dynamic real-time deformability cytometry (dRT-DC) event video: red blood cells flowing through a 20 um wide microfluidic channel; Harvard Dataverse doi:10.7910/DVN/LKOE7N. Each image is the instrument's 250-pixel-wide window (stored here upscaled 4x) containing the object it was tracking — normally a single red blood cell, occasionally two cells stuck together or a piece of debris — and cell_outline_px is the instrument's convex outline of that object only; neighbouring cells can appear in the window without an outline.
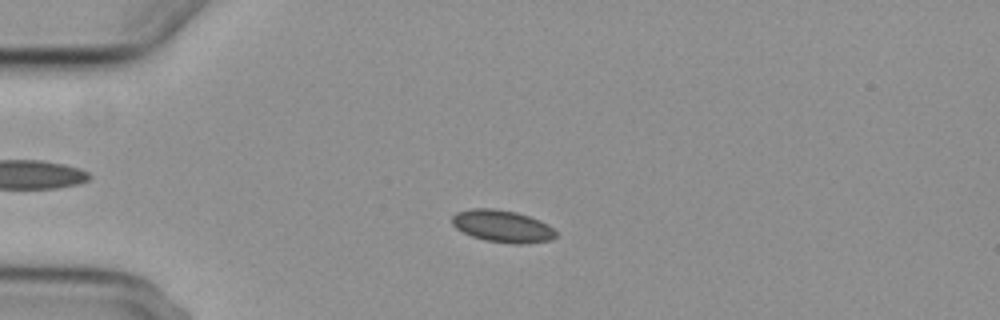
{"species": "common noctule bat (a hibernating species)", "species_latin": "Nyctalus noctula", "temperature_condition": "cold", "stored_images_in_passage": 3, "camera_frame_rate_fps": 3000, "um_per_image_px": 0.085, "animal": {"sex": "female", "body_mass_g": 29.2, "forearm_length_mm": 56.3}, "frame": {"image": 1, "passage_image": 3, "time_ms": 2.667, "image_size_px": [1000, 320], "cell_outline_px": [[556, 236], [552, 240], [524, 244], [512, 244], [484, 240], [472, 236], [456, 228], [452, 224], [452, 216], [456, 212], [472, 208], [492, 208], [516, 212], [540, 220], [548, 224], [556, 232]], "centroid_in_image_um": [42.71, 19.23], "position_along_channel_um": 42.3, "area_um2": 19.54}}